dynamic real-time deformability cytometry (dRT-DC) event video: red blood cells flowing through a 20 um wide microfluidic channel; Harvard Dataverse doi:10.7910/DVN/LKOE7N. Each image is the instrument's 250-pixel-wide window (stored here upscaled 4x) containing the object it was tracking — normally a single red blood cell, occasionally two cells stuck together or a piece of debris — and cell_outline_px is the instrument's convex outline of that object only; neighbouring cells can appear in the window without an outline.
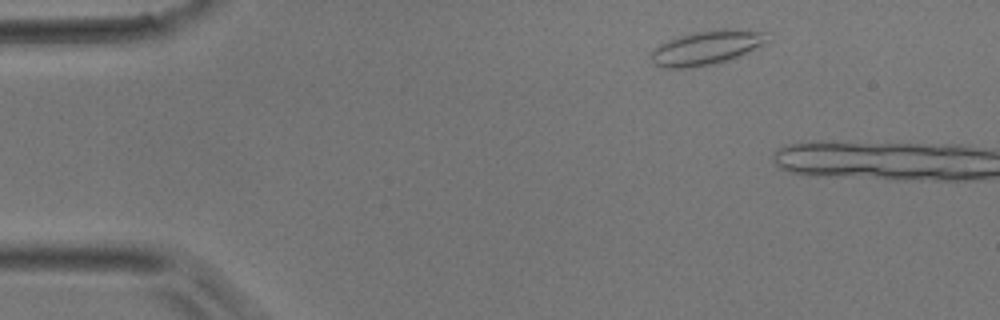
{"species": "common noctule bat (a hibernating species)", "species_latin": "Nyctalus noctula", "temperature_condition": "room temperature", "stored_images_in_passage": 5, "camera_frame_rate_fps": 3000, "um_per_image_px": 0.085, "animal": {"sex": "male", "body_mass_g": 17.9}, "frame": {"image": 1, "passage_image": 3, "time_ms": 0.667, "image_size_px": [1000, 320], "cell_outline_px": [[772, 40], [748, 52], [728, 60], [716, 64], [692, 68], [660, 68], [652, 64], [648, 56], [660, 44], [680, 36], [696, 32], [720, 28], [736, 28], [772, 32]], "centroid_in_image_um": [60.14, 4.05], "position_along_channel_um": 24.9, "area_um2": 23.87}}